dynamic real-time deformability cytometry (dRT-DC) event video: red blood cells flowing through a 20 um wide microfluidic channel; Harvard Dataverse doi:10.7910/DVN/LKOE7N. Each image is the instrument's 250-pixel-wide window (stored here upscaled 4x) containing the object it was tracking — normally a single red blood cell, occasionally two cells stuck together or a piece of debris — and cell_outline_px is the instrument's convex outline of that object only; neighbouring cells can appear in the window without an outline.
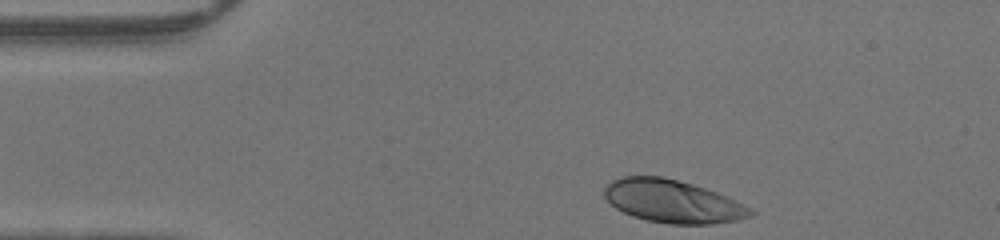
{"species": "human", "species_latin": "Homo sapiens", "temperature_condition": "warm", "stored_images_in_passage": 31, "camera_frame_rate_fps": 3000, "um_per_image_px": 0.085, "donor": {"sex": "male"}, "frame": {"image": 1, "passage_image": 1, "time_ms": 0.0, "image_size_px": [1000, 240], "cell_outline_px": [[756, 212], [752, 216], [736, 220], [708, 224], [668, 224], [648, 220], [632, 216], [616, 208], [604, 196], [604, 188], [612, 180], [620, 176], [664, 176], [692, 184], [728, 196], [752, 208]], "centroid_in_image_um": [57.19, 17.11], "position_along_channel_um": 27.8, "area_um2": 36.53}}
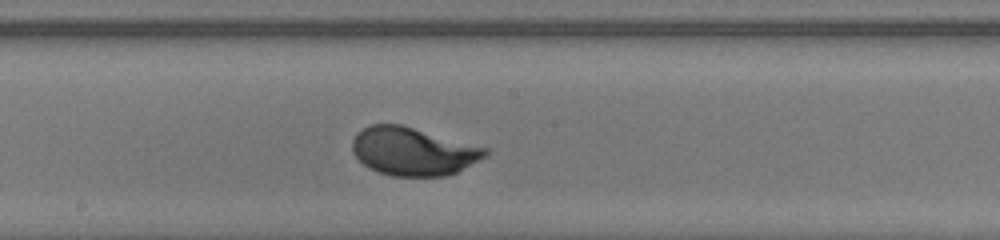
{"frame": {"image": 2, "passage_image": 18, "time_ms": 5.667, "image_size_px": [1000, 240], "cell_outline_px": [[488, 152], [484, 156], [456, 172], [444, 176], [392, 176], [368, 168], [352, 152], [352, 140], [356, 132], [372, 124], [400, 124], [488, 148]], "centroid_in_image_um": [35.06, 12.86], "position_along_channel_um": 213.1, "area_um2": 36.88}}
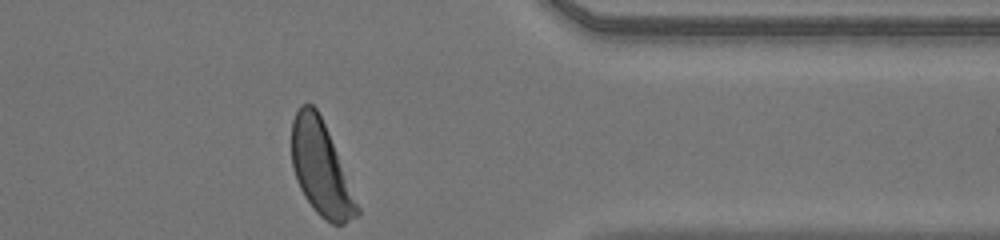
{"frame": {"image": 3, "passage_image": 31, "time_ms": 10.0, "image_size_px": [1000, 240], "cell_outline_px": [[360, 212], [356, 216], [344, 224], [332, 224], [324, 220], [312, 208], [304, 196], [296, 180], [292, 164], [292, 120], [300, 104], [312, 104], [316, 108], [324, 124], [360, 208]], "centroid_in_image_um": [27.25, 14.35], "position_along_channel_um": 384.1, "area_um2": 35.14}}